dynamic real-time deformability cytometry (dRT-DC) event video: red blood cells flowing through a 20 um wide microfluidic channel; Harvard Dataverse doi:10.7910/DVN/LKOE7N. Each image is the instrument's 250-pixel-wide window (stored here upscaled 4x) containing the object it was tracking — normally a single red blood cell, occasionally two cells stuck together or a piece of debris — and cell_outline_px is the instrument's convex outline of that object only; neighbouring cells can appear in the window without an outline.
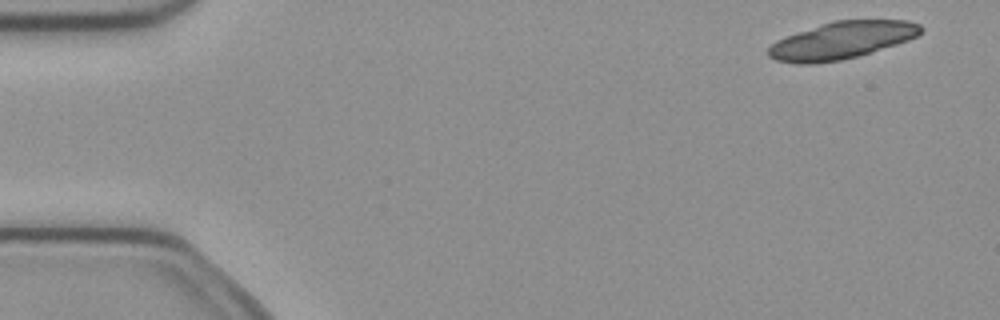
{"species": "common noctule bat (a hibernating species)", "species_latin": "Nyctalus noctula", "temperature_condition": "cold", "stored_images_in_passage": 5, "camera_frame_rate_fps": 3000, "um_per_image_px": 0.085, "animal": {"sex": "female", "body_mass_g": 21.9}, "frame": {"image": 1, "passage_image": 1, "time_ms": 0.0, "image_size_px": [1000, 320], "cell_outline_px": [[924, 32], [908, 40], [872, 52], [840, 60], [816, 64], [796, 64], [776, 60], [768, 56], [768, 48], [776, 40], [820, 24], [836, 20], [908, 20], [920, 24], [924, 28]], "centroid_in_image_um": [71.57, 3.43], "position_along_channel_um": 13.4, "area_um2": 33.06}}